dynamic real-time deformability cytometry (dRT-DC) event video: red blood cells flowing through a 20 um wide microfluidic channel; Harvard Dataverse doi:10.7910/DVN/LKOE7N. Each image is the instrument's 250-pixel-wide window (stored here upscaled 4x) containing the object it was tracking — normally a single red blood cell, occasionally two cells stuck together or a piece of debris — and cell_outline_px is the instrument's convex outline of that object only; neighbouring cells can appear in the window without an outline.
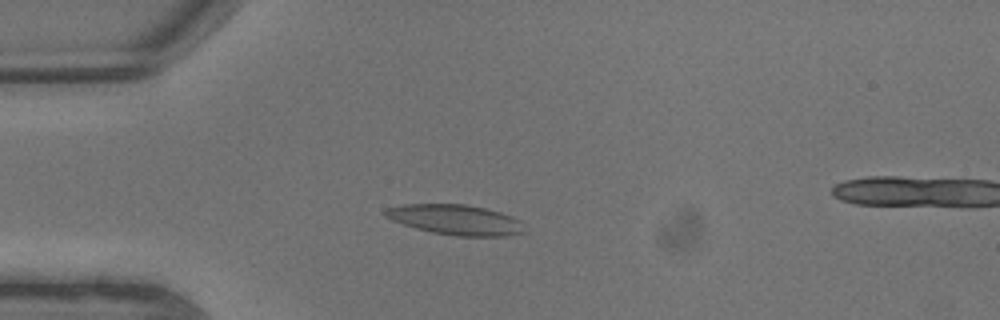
{"species": "common noctule bat (a hibernating species)", "species_latin": "Nyctalus noctula", "temperature_condition": "warm", "stored_images_in_passage": 8, "camera_frame_rate_fps": 3000, "um_per_image_px": 0.085, "animal": {"sex": "male", "body_mass_g": 13.3}, "frame": {"image": 1, "passage_image": 6, "time_ms": 1.667, "image_size_px": [1000, 320], "cell_outline_px": [[528, 232], [508, 236], [456, 236], [432, 232], [416, 228], [392, 220], [384, 216], [380, 212], [384, 208], [404, 204], [468, 204], [500, 212], [512, 216], [520, 220]], "centroid_in_image_um": [38.73, 18.67], "position_along_channel_um": 46.3, "area_um2": 24.8}}
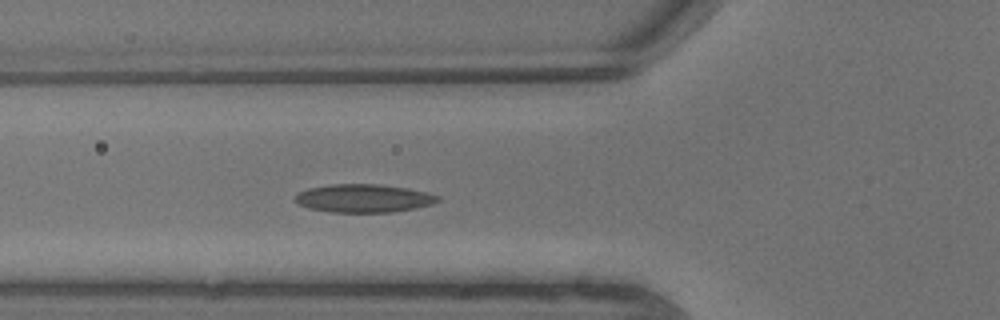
{"frame": {"image": 2, "passage_image": 8, "time_ms": 2.333, "image_size_px": [1000, 320], "cell_outline_px": [[440, 200], [432, 204], [416, 208], [392, 212], [332, 212], [308, 208], [296, 204], [296, 192], [308, 188], [328, 184], [380, 184], [408, 188], [440, 196]], "centroid_in_image_um": [30.88, 16.85], "position_along_channel_um": 94.9, "area_um2": 23.58}}